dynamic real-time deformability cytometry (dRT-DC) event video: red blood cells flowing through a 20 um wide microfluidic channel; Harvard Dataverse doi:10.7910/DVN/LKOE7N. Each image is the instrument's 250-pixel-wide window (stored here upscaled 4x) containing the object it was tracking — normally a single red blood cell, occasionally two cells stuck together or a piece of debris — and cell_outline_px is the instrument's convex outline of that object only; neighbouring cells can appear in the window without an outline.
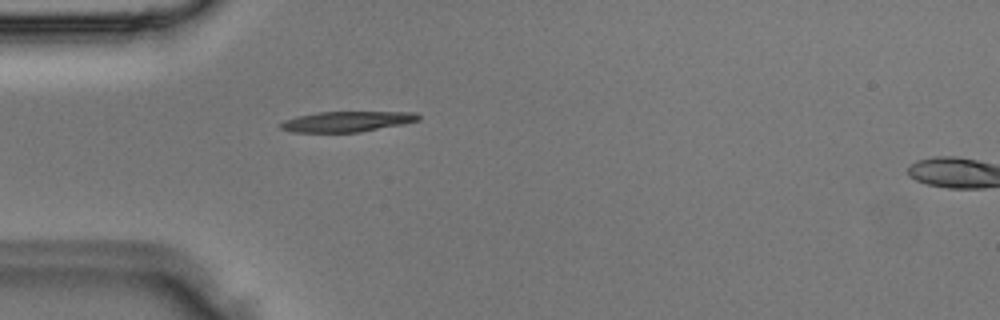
{"species": "Egyptian fruit bat (a non-hibernating species)", "species_latin": "Rousettus aegyptiacus", "temperature_condition": "room temperature", "stored_images_in_passage": 2, "segment_of_instrument_passage": [1, 2], "camera_frame_rate_fps": 3000, "um_per_image_px": 0.085, "animal": {"sex": "male"}, "frame": {"image": 1, "passage_image": 1, "time_ms": 0.0, "image_size_px": [1000, 320], "cell_outline_px": [[420, 120], [404, 124], [360, 132], [292, 132], [280, 128], [280, 124], [284, 120], [296, 116], [320, 112], [416, 112], [420, 116]], "centroid_in_image_um": [29.5, 10.33], "position_along_channel_um": 55.5, "area_um2": 16.42}}